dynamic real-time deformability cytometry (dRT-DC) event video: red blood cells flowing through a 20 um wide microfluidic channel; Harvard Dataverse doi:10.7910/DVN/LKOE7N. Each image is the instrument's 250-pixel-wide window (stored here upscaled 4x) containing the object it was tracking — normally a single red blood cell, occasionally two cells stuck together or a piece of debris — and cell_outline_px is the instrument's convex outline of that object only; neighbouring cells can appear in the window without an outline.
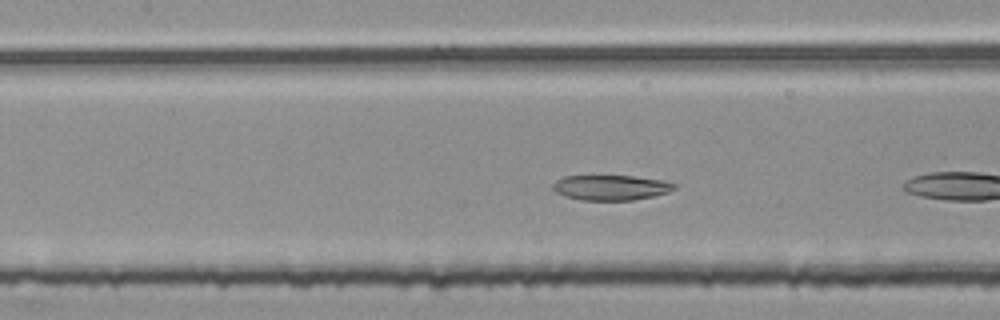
{"species": "common noctule bat (a hibernating species)", "species_latin": "Nyctalus noctula", "temperature_condition": "room temperature", "stored_images_in_passage": 15, "camera_frame_rate_fps": 3000, "um_per_image_px": 0.085, "animal": {"sex": "female", "body_mass_g": 25.1}, "frame": {"image": 1, "passage_image": 7, "time_ms": 2.0, "image_size_px": [1000, 320], "cell_outline_px": [[676, 188], [668, 192], [652, 196], [632, 200], [580, 200], [556, 192], [552, 188], [552, 184], [556, 180], [564, 176], [632, 176], [664, 180], [676, 184]], "centroid_in_image_um": [51.93, 15.93], "position_along_channel_um": 155.5, "area_um2": 17.69}}